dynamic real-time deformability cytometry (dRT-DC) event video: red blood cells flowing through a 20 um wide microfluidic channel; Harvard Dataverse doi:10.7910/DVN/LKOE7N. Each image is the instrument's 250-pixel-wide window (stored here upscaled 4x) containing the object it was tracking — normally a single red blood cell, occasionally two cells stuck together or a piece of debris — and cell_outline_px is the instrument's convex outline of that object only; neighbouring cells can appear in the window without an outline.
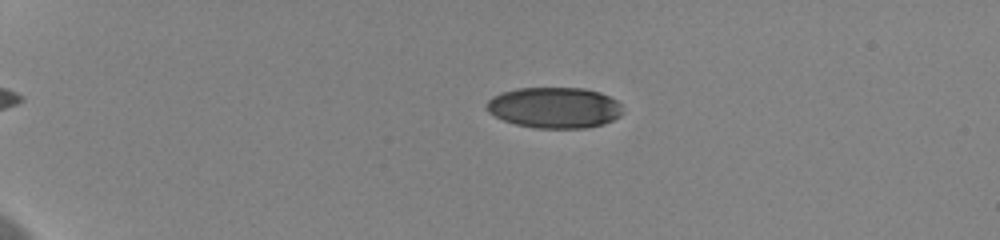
{"species": "human", "species_latin": "Homo sapiens", "temperature_condition": "cold", "stored_images_in_passage": 14, "camera_frame_rate_fps": 3000, "um_per_image_px": 0.085, "donor": {"sex": "female"}, "frame": {"image": 1, "passage_image": 8, "time_ms": 2.333, "image_size_px": [1000, 240], "cell_outline_px": [[624, 112], [620, 116], [604, 124], [588, 128], [536, 128], [516, 124], [504, 120], [488, 112], [484, 108], [488, 100], [492, 96], [500, 92], [516, 88], [584, 88], [600, 92], [616, 100], [620, 104]], "centroid_in_image_um": [47.12, 9.15], "position_along_channel_um": 37.9, "area_um2": 32.71}}